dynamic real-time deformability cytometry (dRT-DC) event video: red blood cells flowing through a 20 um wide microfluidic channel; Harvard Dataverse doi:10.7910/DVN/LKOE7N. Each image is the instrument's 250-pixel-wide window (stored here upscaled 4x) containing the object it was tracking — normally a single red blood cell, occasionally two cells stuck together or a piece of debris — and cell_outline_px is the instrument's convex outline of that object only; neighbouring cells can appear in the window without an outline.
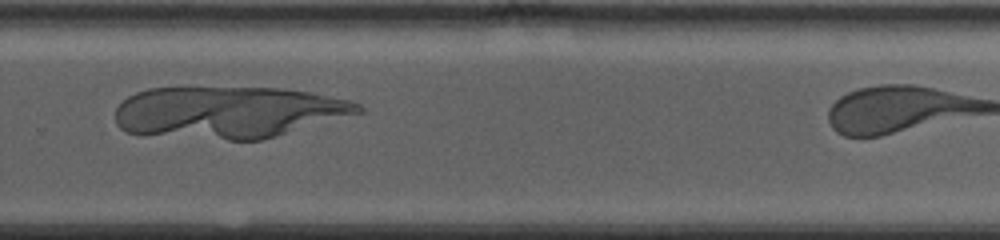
{"species": "human", "species_latin": "Homo sapiens", "temperature_condition": "warm", "stored_images_in_passage": 54, "camera_frame_rate_fps": 3000, "um_per_image_px": 0.085, "donor": {"sex": "male"}, "frame": {"image": 1, "passage_image": 44, "time_ms": 14.333, "image_size_px": [1000, 240], "cell_outline_px": [[364, 112], [260, 140], [228, 140], [140, 136], [128, 132], [120, 128], [116, 124], [116, 108], [128, 96], [136, 92], [148, 88], [284, 88], [308, 92], [348, 100], [360, 104], [364, 108]], "centroid_in_image_um": [19.35, 9.56], "position_along_channel_um": 310.5, "area_um2": 73.75}}